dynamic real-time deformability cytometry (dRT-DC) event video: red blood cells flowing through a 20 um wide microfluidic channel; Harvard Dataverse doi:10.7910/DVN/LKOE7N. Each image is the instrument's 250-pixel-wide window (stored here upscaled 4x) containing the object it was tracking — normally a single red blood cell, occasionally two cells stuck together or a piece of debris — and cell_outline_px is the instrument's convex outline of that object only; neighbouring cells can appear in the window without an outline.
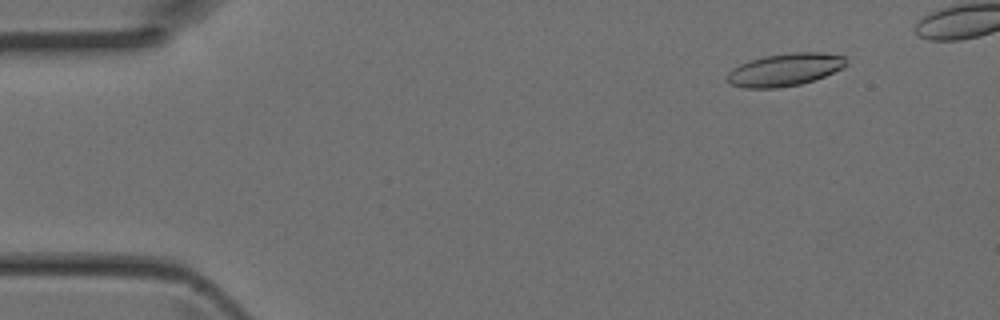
{"species": "Egyptian fruit bat (a non-hibernating species)", "species_latin": "Rousettus aegyptiacus", "temperature_condition": "room temperature", "stored_images_in_passage": 40, "camera_frame_rate_fps": 3000, "um_per_image_px": 0.085, "animal": {"sex": "female"}, "frame": {"image": 1, "passage_image": 5, "time_ms": 1.333, "image_size_px": [1000, 320], "cell_outline_px": [[848, 64], [844, 68], [824, 76], [800, 84], [780, 88], [744, 88], [732, 84], [728, 80], [728, 72], [732, 68], [740, 64], [764, 56], [792, 52], [820, 52], [844, 56]], "centroid_in_image_um": [66.74, 5.92], "position_along_channel_um": 18.3, "area_um2": 22.54}}
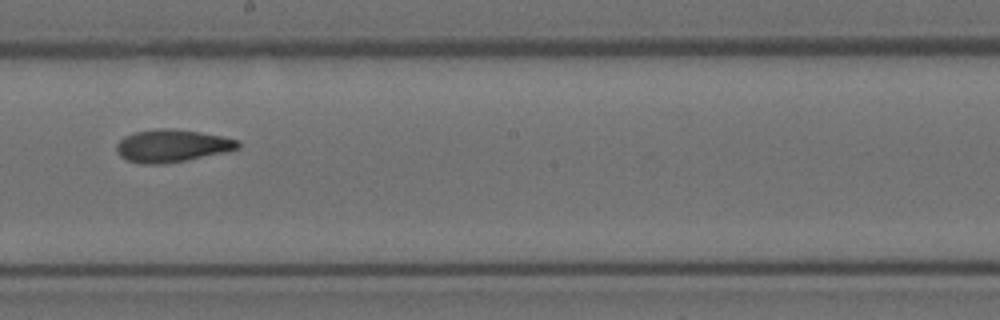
{"frame": {"image": 2, "passage_image": 25, "time_ms": 8.0, "image_size_px": [1000, 320], "cell_outline_px": [[240, 148], [224, 152], [184, 160], [160, 164], [140, 164], [128, 160], [120, 156], [116, 152], [116, 144], [124, 136], [136, 132], [164, 128], [168, 128], [200, 132], [240, 140]], "centroid_in_image_um": [14.6, 12.39], "position_along_channel_um": 233.6, "area_um2": 22.77}}
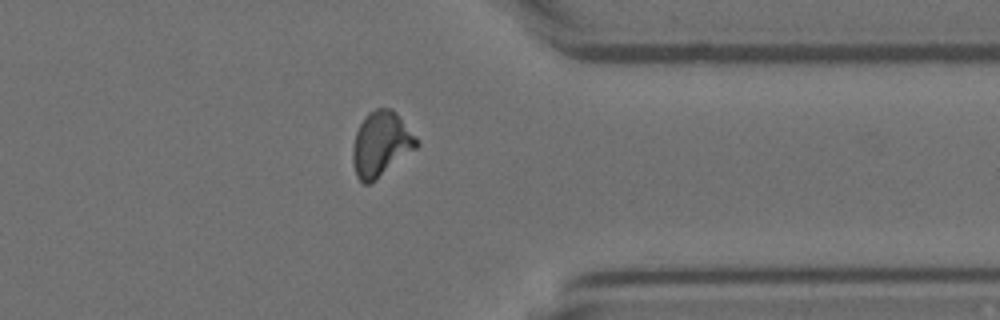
{"frame": {"image": 3, "passage_image": 35, "time_ms": 11.333, "image_size_px": [1000, 320], "cell_outline_px": [[420, 144], [416, 148], [368, 184], [364, 184], [356, 176], [352, 160], [352, 148], [356, 132], [364, 116], [368, 112], [376, 108], [392, 108], [420, 140]], "centroid_in_image_um": [32.38, 12.2], "position_along_channel_um": 379.0, "area_um2": 23.93}}